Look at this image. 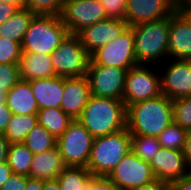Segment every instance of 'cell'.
I'll list each match as a JSON object with an SVG mask.
<instances>
[{"label":"cell","instance_id":"6da1fadb","mask_svg":"<svg viewBox=\"0 0 191 190\" xmlns=\"http://www.w3.org/2000/svg\"><path fill=\"white\" fill-rule=\"evenodd\" d=\"M173 121L172 100L163 94L127 107L126 128L131 135L158 137Z\"/></svg>","mask_w":191,"mask_h":190},{"label":"cell","instance_id":"7a4b0ae2","mask_svg":"<svg viewBox=\"0 0 191 190\" xmlns=\"http://www.w3.org/2000/svg\"><path fill=\"white\" fill-rule=\"evenodd\" d=\"M126 113L123 100L91 96L78 120L96 138L125 129Z\"/></svg>","mask_w":191,"mask_h":190},{"label":"cell","instance_id":"3957f363","mask_svg":"<svg viewBox=\"0 0 191 190\" xmlns=\"http://www.w3.org/2000/svg\"><path fill=\"white\" fill-rule=\"evenodd\" d=\"M69 34L61 16L35 15L21 43L22 52L50 55Z\"/></svg>","mask_w":191,"mask_h":190},{"label":"cell","instance_id":"277c9868","mask_svg":"<svg viewBox=\"0 0 191 190\" xmlns=\"http://www.w3.org/2000/svg\"><path fill=\"white\" fill-rule=\"evenodd\" d=\"M134 50L138 64L157 63L168 57L170 16L132 27Z\"/></svg>","mask_w":191,"mask_h":190},{"label":"cell","instance_id":"5b68a950","mask_svg":"<svg viewBox=\"0 0 191 190\" xmlns=\"http://www.w3.org/2000/svg\"><path fill=\"white\" fill-rule=\"evenodd\" d=\"M131 150V134L127 128L93 140L87 169L93 176H108Z\"/></svg>","mask_w":191,"mask_h":190},{"label":"cell","instance_id":"8992f818","mask_svg":"<svg viewBox=\"0 0 191 190\" xmlns=\"http://www.w3.org/2000/svg\"><path fill=\"white\" fill-rule=\"evenodd\" d=\"M50 57L56 76L64 78L85 76L91 60L75 34H69Z\"/></svg>","mask_w":191,"mask_h":190},{"label":"cell","instance_id":"52a82bcc","mask_svg":"<svg viewBox=\"0 0 191 190\" xmlns=\"http://www.w3.org/2000/svg\"><path fill=\"white\" fill-rule=\"evenodd\" d=\"M94 137L78 120H72L56 146L67 166L87 167Z\"/></svg>","mask_w":191,"mask_h":190},{"label":"cell","instance_id":"ba28073f","mask_svg":"<svg viewBox=\"0 0 191 190\" xmlns=\"http://www.w3.org/2000/svg\"><path fill=\"white\" fill-rule=\"evenodd\" d=\"M147 67L145 64H138L128 69L122 99L126 108L136 102L153 99L162 94L161 76Z\"/></svg>","mask_w":191,"mask_h":190},{"label":"cell","instance_id":"9c48e42d","mask_svg":"<svg viewBox=\"0 0 191 190\" xmlns=\"http://www.w3.org/2000/svg\"><path fill=\"white\" fill-rule=\"evenodd\" d=\"M97 65L129 69L138 65L134 50V32L127 27L115 40L97 49L91 56Z\"/></svg>","mask_w":191,"mask_h":190},{"label":"cell","instance_id":"30bf717a","mask_svg":"<svg viewBox=\"0 0 191 190\" xmlns=\"http://www.w3.org/2000/svg\"><path fill=\"white\" fill-rule=\"evenodd\" d=\"M107 177L119 190H131L156 180L150 164L136 156L132 150Z\"/></svg>","mask_w":191,"mask_h":190},{"label":"cell","instance_id":"8fae6325","mask_svg":"<svg viewBox=\"0 0 191 190\" xmlns=\"http://www.w3.org/2000/svg\"><path fill=\"white\" fill-rule=\"evenodd\" d=\"M127 69L94 64L87 70L92 96L122 100Z\"/></svg>","mask_w":191,"mask_h":190},{"label":"cell","instance_id":"7c38bea8","mask_svg":"<svg viewBox=\"0 0 191 190\" xmlns=\"http://www.w3.org/2000/svg\"><path fill=\"white\" fill-rule=\"evenodd\" d=\"M61 18L69 33L76 34L108 17L100 0H66Z\"/></svg>","mask_w":191,"mask_h":190},{"label":"cell","instance_id":"4fadbf2b","mask_svg":"<svg viewBox=\"0 0 191 190\" xmlns=\"http://www.w3.org/2000/svg\"><path fill=\"white\" fill-rule=\"evenodd\" d=\"M127 27L124 20L107 18L81 29L75 35L91 56L97 49L115 40Z\"/></svg>","mask_w":191,"mask_h":190},{"label":"cell","instance_id":"5bb4252c","mask_svg":"<svg viewBox=\"0 0 191 190\" xmlns=\"http://www.w3.org/2000/svg\"><path fill=\"white\" fill-rule=\"evenodd\" d=\"M155 178L171 184L191 172L182 151L161 147L149 162Z\"/></svg>","mask_w":191,"mask_h":190},{"label":"cell","instance_id":"9a60e30c","mask_svg":"<svg viewBox=\"0 0 191 190\" xmlns=\"http://www.w3.org/2000/svg\"><path fill=\"white\" fill-rule=\"evenodd\" d=\"M177 9L169 0H127L125 21L128 27L161 20Z\"/></svg>","mask_w":191,"mask_h":190},{"label":"cell","instance_id":"2e32d148","mask_svg":"<svg viewBox=\"0 0 191 190\" xmlns=\"http://www.w3.org/2000/svg\"><path fill=\"white\" fill-rule=\"evenodd\" d=\"M171 60L161 75V93L173 101L191 95V71L188 59Z\"/></svg>","mask_w":191,"mask_h":190},{"label":"cell","instance_id":"e0dca14e","mask_svg":"<svg viewBox=\"0 0 191 190\" xmlns=\"http://www.w3.org/2000/svg\"><path fill=\"white\" fill-rule=\"evenodd\" d=\"M92 96L87 76L64 78L60 108L73 120L79 119Z\"/></svg>","mask_w":191,"mask_h":190},{"label":"cell","instance_id":"ac0fdd59","mask_svg":"<svg viewBox=\"0 0 191 190\" xmlns=\"http://www.w3.org/2000/svg\"><path fill=\"white\" fill-rule=\"evenodd\" d=\"M168 57L178 60L191 59V23L179 10L170 16Z\"/></svg>","mask_w":191,"mask_h":190},{"label":"cell","instance_id":"d6986e66","mask_svg":"<svg viewBox=\"0 0 191 190\" xmlns=\"http://www.w3.org/2000/svg\"><path fill=\"white\" fill-rule=\"evenodd\" d=\"M67 167L58 147L33 154L29 168V177L41 180L56 179Z\"/></svg>","mask_w":191,"mask_h":190},{"label":"cell","instance_id":"ffe728a7","mask_svg":"<svg viewBox=\"0 0 191 190\" xmlns=\"http://www.w3.org/2000/svg\"><path fill=\"white\" fill-rule=\"evenodd\" d=\"M39 109L60 108L64 77L40 78L29 81Z\"/></svg>","mask_w":191,"mask_h":190},{"label":"cell","instance_id":"44dd1931","mask_svg":"<svg viewBox=\"0 0 191 190\" xmlns=\"http://www.w3.org/2000/svg\"><path fill=\"white\" fill-rule=\"evenodd\" d=\"M18 67L20 79L25 81L56 76L48 54L22 52Z\"/></svg>","mask_w":191,"mask_h":190},{"label":"cell","instance_id":"7402d4cb","mask_svg":"<svg viewBox=\"0 0 191 190\" xmlns=\"http://www.w3.org/2000/svg\"><path fill=\"white\" fill-rule=\"evenodd\" d=\"M6 104L12 114H37L38 105L29 81L19 80L7 93Z\"/></svg>","mask_w":191,"mask_h":190},{"label":"cell","instance_id":"603a6c76","mask_svg":"<svg viewBox=\"0 0 191 190\" xmlns=\"http://www.w3.org/2000/svg\"><path fill=\"white\" fill-rule=\"evenodd\" d=\"M34 16L35 14L27 8L16 10L6 22L0 25V37L21 44Z\"/></svg>","mask_w":191,"mask_h":190},{"label":"cell","instance_id":"cb8c5ba5","mask_svg":"<svg viewBox=\"0 0 191 190\" xmlns=\"http://www.w3.org/2000/svg\"><path fill=\"white\" fill-rule=\"evenodd\" d=\"M38 124L58 139L73 120L61 108H43L37 113Z\"/></svg>","mask_w":191,"mask_h":190},{"label":"cell","instance_id":"d4e9b609","mask_svg":"<svg viewBox=\"0 0 191 190\" xmlns=\"http://www.w3.org/2000/svg\"><path fill=\"white\" fill-rule=\"evenodd\" d=\"M37 124V114H12L3 135L10 144L23 143L29 131Z\"/></svg>","mask_w":191,"mask_h":190},{"label":"cell","instance_id":"484cf974","mask_svg":"<svg viewBox=\"0 0 191 190\" xmlns=\"http://www.w3.org/2000/svg\"><path fill=\"white\" fill-rule=\"evenodd\" d=\"M33 153L24 143L10 144L7 162L13 174L29 177V168L32 163Z\"/></svg>","mask_w":191,"mask_h":190},{"label":"cell","instance_id":"4316f807","mask_svg":"<svg viewBox=\"0 0 191 190\" xmlns=\"http://www.w3.org/2000/svg\"><path fill=\"white\" fill-rule=\"evenodd\" d=\"M23 143L33 154H37L56 147L57 139L43 126L37 124L29 131Z\"/></svg>","mask_w":191,"mask_h":190},{"label":"cell","instance_id":"83f0119b","mask_svg":"<svg viewBox=\"0 0 191 190\" xmlns=\"http://www.w3.org/2000/svg\"><path fill=\"white\" fill-rule=\"evenodd\" d=\"M92 174L86 167L67 166L56 178L60 190H82Z\"/></svg>","mask_w":191,"mask_h":190},{"label":"cell","instance_id":"f1b7e54d","mask_svg":"<svg viewBox=\"0 0 191 190\" xmlns=\"http://www.w3.org/2000/svg\"><path fill=\"white\" fill-rule=\"evenodd\" d=\"M160 148L158 137L131 135V150L145 162L149 163Z\"/></svg>","mask_w":191,"mask_h":190},{"label":"cell","instance_id":"f546056e","mask_svg":"<svg viewBox=\"0 0 191 190\" xmlns=\"http://www.w3.org/2000/svg\"><path fill=\"white\" fill-rule=\"evenodd\" d=\"M188 130L174 121L158 136L161 147L182 151Z\"/></svg>","mask_w":191,"mask_h":190},{"label":"cell","instance_id":"4dcf8cb0","mask_svg":"<svg viewBox=\"0 0 191 190\" xmlns=\"http://www.w3.org/2000/svg\"><path fill=\"white\" fill-rule=\"evenodd\" d=\"M66 0H27L26 8L35 15L61 16Z\"/></svg>","mask_w":191,"mask_h":190},{"label":"cell","instance_id":"1f68e13d","mask_svg":"<svg viewBox=\"0 0 191 190\" xmlns=\"http://www.w3.org/2000/svg\"><path fill=\"white\" fill-rule=\"evenodd\" d=\"M174 122L191 130V95L172 101Z\"/></svg>","mask_w":191,"mask_h":190},{"label":"cell","instance_id":"d6a6232c","mask_svg":"<svg viewBox=\"0 0 191 190\" xmlns=\"http://www.w3.org/2000/svg\"><path fill=\"white\" fill-rule=\"evenodd\" d=\"M22 55V47L19 42L0 37V63L18 64Z\"/></svg>","mask_w":191,"mask_h":190},{"label":"cell","instance_id":"836d02e7","mask_svg":"<svg viewBox=\"0 0 191 190\" xmlns=\"http://www.w3.org/2000/svg\"><path fill=\"white\" fill-rule=\"evenodd\" d=\"M19 80L18 64L0 63V90L7 93Z\"/></svg>","mask_w":191,"mask_h":190},{"label":"cell","instance_id":"e575fe53","mask_svg":"<svg viewBox=\"0 0 191 190\" xmlns=\"http://www.w3.org/2000/svg\"><path fill=\"white\" fill-rule=\"evenodd\" d=\"M108 18L124 20L126 18L127 0H100Z\"/></svg>","mask_w":191,"mask_h":190},{"label":"cell","instance_id":"d590c367","mask_svg":"<svg viewBox=\"0 0 191 190\" xmlns=\"http://www.w3.org/2000/svg\"><path fill=\"white\" fill-rule=\"evenodd\" d=\"M82 190H119L107 176H91Z\"/></svg>","mask_w":191,"mask_h":190},{"label":"cell","instance_id":"8d00e7d4","mask_svg":"<svg viewBox=\"0 0 191 190\" xmlns=\"http://www.w3.org/2000/svg\"><path fill=\"white\" fill-rule=\"evenodd\" d=\"M28 178V176L12 174L9 180L3 184V187L0 190H24Z\"/></svg>","mask_w":191,"mask_h":190},{"label":"cell","instance_id":"74e56055","mask_svg":"<svg viewBox=\"0 0 191 190\" xmlns=\"http://www.w3.org/2000/svg\"><path fill=\"white\" fill-rule=\"evenodd\" d=\"M18 10L15 6L0 1V25L6 22Z\"/></svg>","mask_w":191,"mask_h":190},{"label":"cell","instance_id":"f35d334b","mask_svg":"<svg viewBox=\"0 0 191 190\" xmlns=\"http://www.w3.org/2000/svg\"><path fill=\"white\" fill-rule=\"evenodd\" d=\"M12 113L6 103L0 104V133H4L7 123L10 121Z\"/></svg>","mask_w":191,"mask_h":190},{"label":"cell","instance_id":"ab89813d","mask_svg":"<svg viewBox=\"0 0 191 190\" xmlns=\"http://www.w3.org/2000/svg\"><path fill=\"white\" fill-rule=\"evenodd\" d=\"M176 190H191V172L171 183Z\"/></svg>","mask_w":191,"mask_h":190},{"label":"cell","instance_id":"60d3db41","mask_svg":"<svg viewBox=\"0 0 191 190\" xmlns=\"http://www.w3.org/2000/svg\"><path fill=\"white\" fill-rule=\"evenodd\" d=\"M11 167L8 165V162L0 163V189L3 187V184L7 182L12 175Z\"/></svg>","mask_w":191,"mask_h":190},{"label":"cell","instance_id":"b9f144b4","mask_svg":"<svg viewBox=\"0 0 191 190\" xmlns=\"http://www.w3.org/2000/svg\"><path fill=\"white\" fill-rule=\"evenodd\" d=\"M182 152L185 157L186 163L191 170V130H189L187 133Z\"/></svg>","mask_w":191,"mask_h":190},{"label":"cell","instance_id":"7bdbcfd3","mask_svg":"<svg viewBox=\"0 0 191 190\" xmlns=\"http://www.w3.org/2000/svg\"><path fill=\"white\" fill-rule=\"evenodd\" d=\"M9 146L10 143L8 142V139L0 133V163L7 161Z\"/></svg>","mask_w":191,"mask_h":190},{"label":"cell","instance_id":"ee69618b","mask_svg":"<svg viewBox=\"0 0 191 190\" xmlns=\"http://www.w3.org/2000/svg\"><path fill=\"white\" fill-rule=\"evenodd\" d=\"M166 185H167V183L156 179L155 181L151 182L150 184L143 185V186L131 189V190H162Z\"/></svg>","mask_w":191,"mask_h":190},{"label":"cell","instance_id":"f6af8a7d","mask_svg":"<svg viewBox=\"0 0 191 190\" xmlns=\"http://www.w3.org/2000/svg\"><path fill=\"white\" fill-rule=\"evenodd\" d=\"M42 188L43 180L29 177L24 190H42Z\"/></svg>","mask_w":191,"mask_h":190},{"label":"cell","instance_id":"bcb514c9","mask_svg":"<svg viewBox=\"0 0 191 190\" xmlns=\"http://www.w3.org/2000/svg\"><path fill=\"white\" fill-rule=\"evenodd\" d=\"M42 190H60V185L57 179L43 180Z\"/></svg>","mask_w":191,"mask_h":190},{"label":"cell","instance_id":"7dc6e473","mask_svg":"<svg viewBox=\"0 0 191 190\" xmlns=\"http://www.w3.org/2000/svg\"><path fill=\"white\" fill-rule=\"evenodd\" d=\"M1 2H6L7 4H11L15 6L17 9L26 8L27 0H0Z\"/></svg>","mask_w":191,"mask_h":190},{"label":"cell","instance_id":"c3c4849f","mask_svg":"<svg viewBox=\"0 0 191 190\" xmlns=\"http://www.w3.org/2000/svg\"><path fill=\"white\" fill-rule=\"evenodd\" d=\"M191 23V4L181 6L178 9Z\"/></svg>","mask_w":191,"mask_h":190},{"label":"cell","instance_id":"681fc988","mask_svg":"<svg viewBox=\"0 0 191 190\" xmlns=\"http://www.w3.org/2000/svg\"><path fill=\"white\" fill-rule=\"evenodd\" d=\"M178 10L181 6L191 4V0H169Z\"/></svg>","mask_w":191,"mask_h":190},{"label":"cell","instance_id":"f907efd6","mask_svg":"<svg viewBox=\"0 0 191 190\" xmlns=\"http://www.w3.org/2000/svg\"><path fill=\"white\" fill-rule=\"evenodd\" d=\"M6 93L0 90V104L6 103Z\"/></svg>","mask_w":191,"mask_h":190},{"label":"cell","instance_id":"816d5d0a","mask_svg":"<svg viewBox=\"0 0 191 190\" xmlns=\"http://www.w3.org/2000/svg\"><path fill=\"white\" fill-rule=\"evenodd\" d=\"M162 190H176L171 184H167Z\"/></svg>","mask_w":191,"mask_h":190},{"label":"cell","instance_id":"f5cc1de1","mask_svg":"<svg viewBox=\"0 0 191 190\" xmlns=\"http://www.w3.org/2000/svg\"><path fill=\"white\" fill-rule=\"evenodd\" d=\"M188 65H189V69L191 71V59H188Z\"/></svg>","mask_w":191,"mask_h":190}]
</instances>
